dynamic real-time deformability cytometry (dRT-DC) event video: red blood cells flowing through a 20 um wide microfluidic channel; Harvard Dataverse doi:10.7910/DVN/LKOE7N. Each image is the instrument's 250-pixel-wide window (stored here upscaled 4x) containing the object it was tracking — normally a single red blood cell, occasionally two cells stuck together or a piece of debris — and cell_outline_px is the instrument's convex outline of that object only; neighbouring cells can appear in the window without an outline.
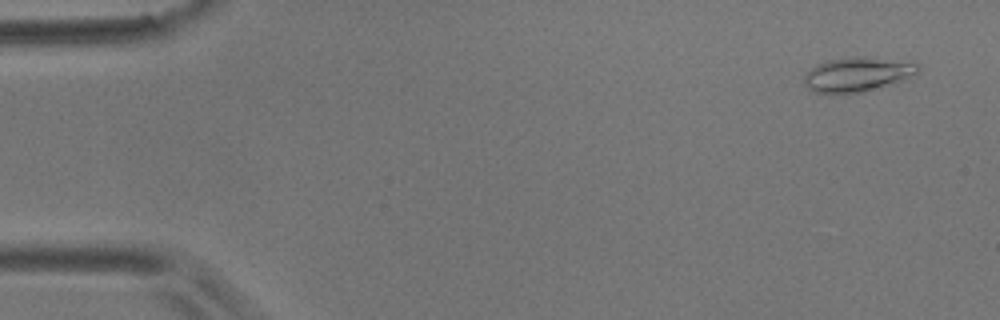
{"species": "common noctule bat (a hibernating species)", "species_latin": "Nyctalus noctula", "temperature_condition": "room temperature", "stored_images_in_passage": 4, "camera_frame_rate_fps": 3000, "um_per_image_px": 0.085, "animal": {"sex": "male", "body_mass_g": 17.9}, "frame": {"image": 1, "passage_image": 1, "time_ms": 0.0, "image_size_px": [1000, 320], "cell_outline_px": [[920, 72], [916, 76], [892, 84], [864, 92], [812, 92], [804, 84], [804, 76], [816, 64], [828, 60], [856, 56], [864, 56], [916, 60], [920, 64]], "centroid_in_image_um": [73.03, 6.28], "position_along_channel_um": 12.0, "area_um2": 23.47}}